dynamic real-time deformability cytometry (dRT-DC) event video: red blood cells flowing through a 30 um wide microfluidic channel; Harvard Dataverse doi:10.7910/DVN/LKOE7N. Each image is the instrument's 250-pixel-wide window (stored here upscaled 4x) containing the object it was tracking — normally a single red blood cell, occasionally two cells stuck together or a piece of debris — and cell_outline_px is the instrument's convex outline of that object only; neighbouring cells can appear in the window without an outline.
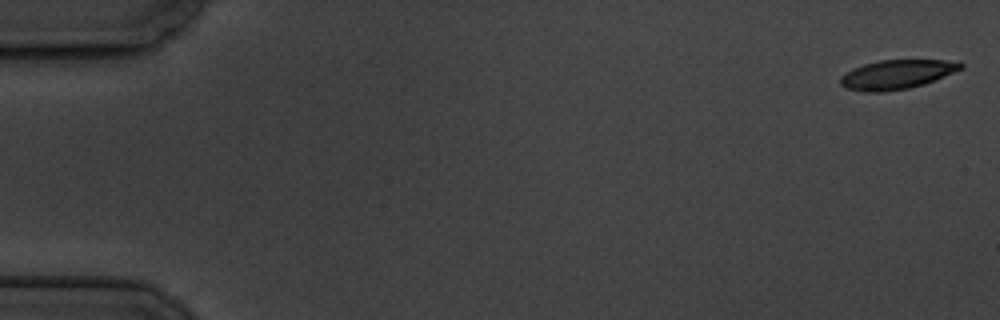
{"species": "common noctule bat (a hibernating species)", "species_latin": "Nyctalus noctula", "temperature_condition": "cold", "stored_images_in_passage": 7, "camera_frame_rate_fps": 3000, "um_per_image_px": 0.085, "animal": {"sex": "male", "body_mass_g": 19.5, "forearm_length_mm": 54.6}, "frame": {"image": 1, "passage_image": 1, "time_ms": 0.0, "image_size_px": [1000, 320], "cell_outline_px": [[964, 68], [924, 84], [908, 88], [884, 92], [864, 92], [844, 88], [840, 84], [840, 76], [852, 68], [864, 64], [880, 60], [960, 60], [964, 64]], "centroid_in_image_um": [76.23, 6.32], "position_along_channel_um": 8.8, "area_um2": 20.69}}